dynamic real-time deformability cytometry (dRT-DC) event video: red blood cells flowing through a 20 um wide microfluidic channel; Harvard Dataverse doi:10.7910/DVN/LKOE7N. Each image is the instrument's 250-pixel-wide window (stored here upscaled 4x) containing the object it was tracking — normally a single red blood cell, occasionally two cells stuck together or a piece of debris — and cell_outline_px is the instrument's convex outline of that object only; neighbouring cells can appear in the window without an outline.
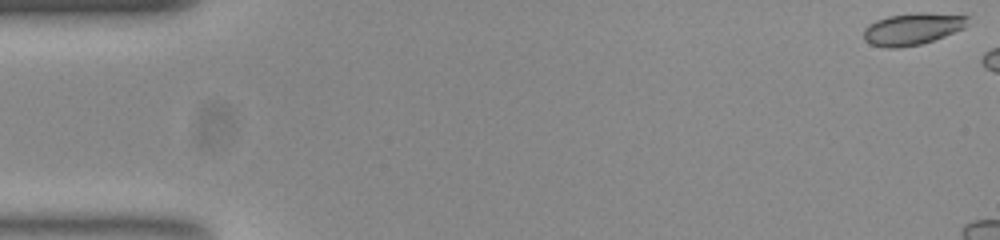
{"species": "common noctule bat (a hibernating species)", "species_latin": "Nyctalus noctula", "temperature_condition": "room temperature", "stored_images_in_passage": 7, "camera_frame_rate_fps": 3000, "um_per_image_px": 0.085, "animal": {"sex": "female", "body_mass_g": 23.0, "forearm_length_mm": 53.4}, "frame": {"image": 1, "passage_image": 1, "time_ms": 0.0, "image_size_px": [1000, 240], "cell_outline_px": [[968, 16], [964, 28], [944, 36], [920, 44], [900, 48], [884, 48], [872, 44], [864, 40], [864, 28], [868, 24], [876, 20], [888, 16], [916, 12], [928, 12]], "centroid_in_image_um": [77.51, 2.45], "position_along_channel_um": 7.5, "area_um2": 19.31}}